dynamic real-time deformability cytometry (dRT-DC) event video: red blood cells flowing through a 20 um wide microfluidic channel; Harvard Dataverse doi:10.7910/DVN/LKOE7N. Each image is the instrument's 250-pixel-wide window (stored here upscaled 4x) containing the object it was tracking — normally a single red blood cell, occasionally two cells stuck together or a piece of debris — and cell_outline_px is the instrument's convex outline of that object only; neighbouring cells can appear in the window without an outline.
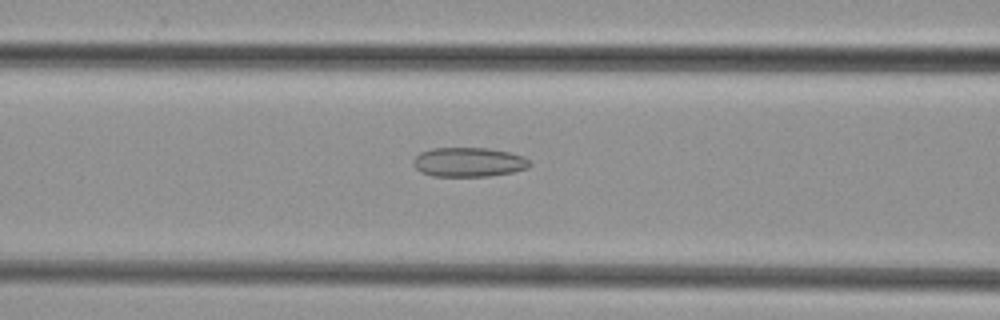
{"species": "common noctule bat (a hibernating species)", "species_latin": "Nyctalus noctula", "temperature_condition": "cold", "stored_images_in_passage": 34, "camera_frame_rate_fps": 3000, "um_per_image_px": 0.085, "animal": {"sex": "female", "body_mass_g": 29.2, "forearm_length_mm": 56.3}, "frame": {"image": 1, "passage_image": 9, "time_ms": 2.667, "image_size_px": [1000, 320], "cell_outline_px": [[532, 164], [528, 168], [512, 172], [488, 176], [432, 176], [420, 172], [412, 164], [412, 160], [420, 152], [432, 148], [488, 148], [508, 152], [524, 156]], "centroid_in_image_um": [39.82, 13.78], "position_along_channel_um": 126.8, "area_um2": 20.0}}
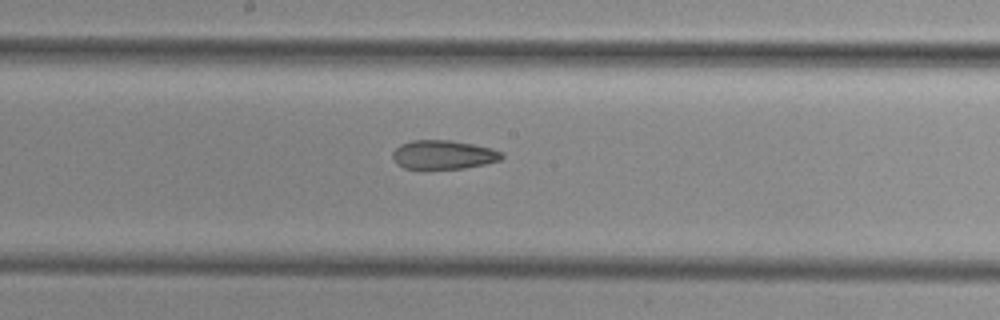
{"frame": {"image": 2, "passage_image": 15, "time_ms": 4.667, "image_size_px": [1000, 320], "cell_outline_px": [[504, 156], [500, 160], [484, 164], [464, 168], [404, 168], [396, 164], [392, 156], [392, 152], [400, 144], [412, 140], [452, 140], [492, 148], [500, 152]], "centroid_in_image_um": [37.66, 13.14], "position_along_channel_um": 210.5, "area_um2": 18.26}}
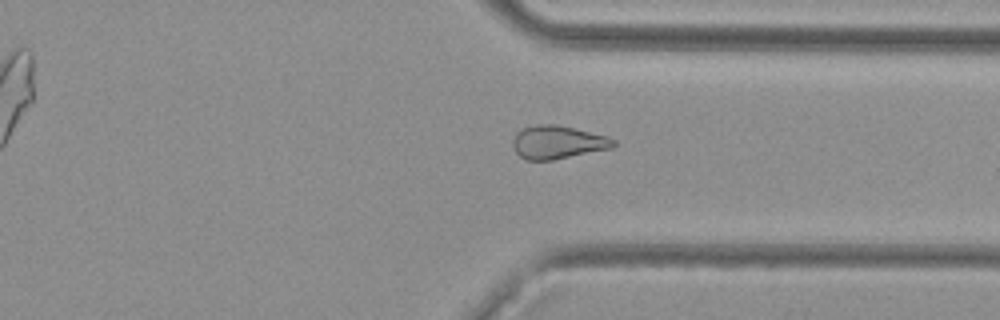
{"frame": {"image": 3, "passage_image": 26, "time_ms": 8.333, "image_size_px": [1000, 320], "cell_outline_px": [[616, 144], [612, 148], [552, 160], [528, 160], [520, 156], [516, 152], [512, 144], [512, 140], [516, 132], [524, 128], [536, 124], [556, 124], [608, 136], [616, 140]], "centroid_in_image_um": [47.4, 12.08], "position_along_channel_um": 364.0, "area_um2": 19.48}}